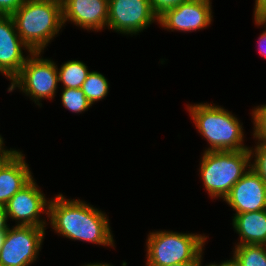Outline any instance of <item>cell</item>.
Instances as JSON below:
<instances>
[{
    "mask_svg": "<svg viewBox=\"0 0 266 266\" xmlns=\"http://www.w3.org/2000/svg\"><path fill=\"white\" fill-rule=\"evenodd\" d=\"M48 219L55 233L65 238L115 247L108 216L85 201L60 193L49 202Z\"/></svg>",
    "mask_w": 266,
    "mask_h": 266,
    "instance_id": "obj_1",
    "label": "cell"
},
{
    "mask_svg": "<svg viewBox=\"0 0 266 266\" xmlns=\"http://www.w3.org/2000/svg\"><path fill=\"white\" fill-rule=\"evenodd\" d=\"M11 17L22 41L32 52H44L62 27V1L26 0Z\"/></svg>",
    "mask_w": 266,
    "mask_h": 266,
    "instance_id": "obj_2",
    "label": "cell"
},
{
    "mask_svg": "<svg viewBox=\"0 0 266 266\" xmlns=\"http://www.w3.org/2000/svg\"><path fill=\"white\" fill-rule=\"evenodd\" d=\"M187 109L198 132L210 145L205 151L249 150L244 145L243 124L230 111L207 102L188 104Z\"/></svg>",
    "mask_w": 266,
    "mask_h": 266,
    "instance_id": "obj_3",
    "label": "cell"
},
{
    "mask_svg": "<svg viewBox=\"0 0 266 266\" xmlns=\"http://www.w3.org/2000/svg\"><path fill=\"white\" fill-rule=\"evenodd\" d=\"M199 165L208 195L224 199L251 167V153L250 150L204 151Z\"/></svg>",
    "mask_w": 266,
    "mask_h": 266,
    "instance_id": "obj_4",
    "label": "cell"
},
{
    "mask_svg": "<svg viewBox=\"0 0 266 266\" xmlns=\"http://www.w3.org/2000/svg\"><path fill=\"white\" fill-rule=\"evenodd\" d=\"M207 238L197 233L152 231L146 239V266L202 261Z\"/></svg>",
    "mask_w": 266,
    "mask_h": 266,
    "instance_id": "obj_5",
    "label": "cell"
},
{
    "mask_svg": "<svg viewBox=\"0 0 266 266\" xmlns=\"http://www.w3.org/2000/svg\"><path fill=\"white\" fill-rule=\"evenodd\" d=\"M43 52H31L27 55L20 73L11 81L8 92L17 88L36 105L42 106L41 100H50L56 96L59 83L56 63L41 56ZM40 101V102H39Z\"/></svg>",
    "mask_w": 266,
    "mask_h": 266,
    "instance_id": "obj_6",
    "label": "cell"
},
{
    "mask_svg": "<svg viewBox=\"0 0 266 266\" xmlns=\"http://www.w3.org/2000/svg\"><path fill=\"white\" fill-rule=\"evenodd\" d=\"M46 228L12 226L6 231L0 250V266H30L37 260Z\"/></svg>",
    "mask_w": 266,
    "mask_h": 266,
    "instance_id": "obj_7",
    "label": "cell"
},
{
    "mask_svg": "<svg viewBox=\"0 0 266 266\" xmlns=\"http://www.w3.org/2000/svg\"><path fill=\"white\" fill-rule=\"evenodd\" d=\"M158 23L149 0H108L107 28L124 35H136Z\"/></svg>",
    "mask_w": 266,
    "mask_h": 266,
    "instance_id": "obj_8",
    "label": "cell"
},
{
    "mask_svg": "<svg viewBox=\"0 0 266 266\" xmlns=\"http://www.w3.org/2000/svg\"><path fill=\"white\" fill-rule=\"evenodd\" d=\"M33 178L18 191L5 205L8 219L18 226H37L46 228L47 221L41 215L49 213V202Z\"/></svg>",
    "mask_w": 266,
    "mask_h": 266,
    "instance_id": "obj_9",
    "label": "cell"
},
{
    "mask_svg": "<svg viewBox=\"0 0 266 266\" xmlns=\"http://www.w3.org/2000/svg\"><path fill=\"white\" fill-rule=\"evenodd\" d=\"M212 0H188L158 17V24L172 32L206 29L212 22Z\"/></svg>",
    "mask_w": 266,
    "mask_h": 266,
    "instance_id": "obj_10",
    "label": "cell"
},
{
    "mask_svg": "<svg viewBox=\"0 0 266 266\" xmlns=\"http://www.w3.org/2000/svg\"><path fill=\"white\" fill-rule=\"evenodd\" d=\"M235 214L266 210V184L250 167L223 199Z\"/></svg>",
    "mask_w": 266,
    "mask_h": 266,
    "instance_id": "obj_11",
    "label": "cell"
},
{
    "mask_svg": "<svg viewBox=\"0 0 266 266\" xmlns=\"http://www.w3.org/2000/svg\"><path fill=\"white\" fill-rule=\"evenodd\" d=\"M23 50L32 52L17 33L11 15H0V73L10 82L25 64L27 56L24 57Z\"/></svg>",
    "mask_w": 266,
    "mask_h": 266,
    "instance_id": "obj_12",
    "label": "cell"
},
{
    "mask_svg": "<svg viewBox=\"0 0 266 266\" xmlns=\"http://www.w3.org/2000/svg\"><path fill=\"white\" fill-rule=\"evenodd\" d=\"M63 24L87 31H101L108 24V0H62Z\"/></svg>",
    "mask_w": 266,
    "mask_h": 266,
    "instance_id": "obj_13",
    "label": "cell"
},
{
    "mask_svg": "<svg viewBox=\"0 0 266 266\" xmlns=\"http://www.w3.org/2000/svg\"><path fill=\"white\" fill-rule=\"evenodd\" d=\"M24 155L18 149L0 167V205L5 206L18 191L33 179V173H31Z\"/></svg>",
    "mask_w": 266,
    "mask_h": 266,
    "instance_id": "obj_14",
    "label": "cell"
},
{
    "mask_svg": "<svg viewBox=\"0 0 266 266\" xmlns=\"http://www.w3.org/2000/svg\"><path fill=\"white\" fill-rule=\"evenodd\" d=\"M232 225L240 238L235 245H266V210L234 214Z\"/></svg>",
    "mask_w": 266,
    "mask_h": 266,
    "instance_id": "obj_15",
    "label": "cell"
},
{
    "mask_svg": "<svg viewBox=\"0 0 266 266\" xmlns=\"http://www.w3.org/2000/svg\"><path fill=\"white\" fill-rule=\"evenodd\" d=\"M59 82L63 84V88L78 89L81 88L87 78L88 67L79 60H69L62 63L60 68L57 66Z\"/></svg>",
    "mask_w": 266,
    "mask_h": 266,
    "instance_id": "obj_16",
    "label": "cell"
},
{
    "mask_svg": "<svg viewBox=\"0 0 266 266\" xmlns=\"http://www.w3.org/2000/svg\"><path fill=\"white\" fill-rule=\"evenodd\" d=\"M231 258L238 266H266V245H236Z\"/></svg>",
    "mask_w": 266,
    "mask_h": 266,
    "instance_id": "obj_17",
    "label": "cell"
},
{
    "mask_svg": "<svg viewBox=\"0 0 266 266\" xmlns=\"http://www.w3.org/2000/svg\"><path fill=\"white\" fill-rule=\"evenodd\" d=\"M109 87V82L103 74L91 71L88 73L81 89L89 103L93 105L107 96Z\"/></svg>",
    "mask_w": 266,
    "mask_h": 266,
    "instance_id": "obj_18",
    "label": "cell"
},
{
    "mask_svg": "<svg viewBox=\"0 0 266 266\" xmlns=\"http://www.w3.org/2000/svg\"><path fill=\"white\" fill-rule=\"evenodd\" d=\"M61 101L63 106L72 113L87 111L92 105L87 100L81 88H62Z\"/></svg>",
    "mask_w": 266,
    "mask_h": 266,
    "instance_id": "obj_19",
    "label": "cell"
},
{
    "mask_svg": "<svg viewBox=\"0 0 266 266\" xmlns=\"http://www.w3.org/2000/svg\"><path fill=\"white\" fill-rule=\"evenodd\" d=\"M253 137L258 142L266 143V104L254 107L252 112Z\"/></svg>",
    "mask_w": 266,
    "mask_h": 266,
    "instance_id": "obj_20",
    "label": "cell"
},
{
    "mask_svg": "<svg viewBox=\"0 0 266 266\" xmlns=\"http://www.w3.org/2000/svg\"><path fill=\"white\" fill-rule=\"evenodd\" d=\"M254 147L249 148L251 160L253 161H251V167L260 175L266 184V143L257 142Z\"/></svg>",
    "mask_w": 266,
    "mask_h": 266,
    "instance_id": "obj_21",
    "label": "cell"
},
{
    "mask_svg": "<svg viewBox=\"0 0 266 266\" xmlns=\"http://www.w3.org/2000/svg\"><path fill=\"white\" fill-rule=\"evenodd\" d=\"M154 13L159 17L166 10L179 6L188 0H149Z\"/></svg>",
    "mask_w": 266,
    "mask_h": 266,
    "instance_id": "obj_22",
    "label": "cell"
},
{
    "mask_svg": "<svg viewBox=\"0 0 266 266\" xmlns=\"http://www.w3.org/2000/svg\"><path fill=\"white\" fill-rule=\"evenodd\" d=\"M26 0H0V15H12Z\"/></svg>",
    "mask_w": 266,
    "mask_h": 266,
    "instance_id": "obj_23",
    "label": "cell"
},
{
    "mask_svg": "<svg viewBox=\"0 0 266 266\" xmlns=\"http://www.w3.org/2000/svg\"><path fill=\"white\" fill-rule=\"evenodd\" d=\"M256 26H263L265 28V31L260 35L258 40V46H259V54L264 56L266 58V23H264L261 19H254Z\"/></svg>",
    "mask_w": 266,
    "mask_h": 266,
    "instance_id": "obj_24",
    "label": "cell"
},
{
    "mask_svg": "<svg viewBox=\"0 0 266 266\" xmlns=\"http://www.w3.org/2000/svg\"><path fill=\"white\" fill-rule=\"evenodd\" d=\"M266 14V0H255L254 19H260Z\"/></svg>",
    "mask_w": 266,
    "mask_h": 266,
    "instance_id": "obj_25",
    "label": "cell"
},
{
    "mask_svg": "<svg viewBox=\"0 0 266 266\" xmlns=\"http://www.w3.org/2000/svg\"><path fill=\"white\" fill-rule=\"evenodd\" d=\"M8 217L6 213L5 206L0 205V233H6L9 228Z\"/></svg>",
    "mask_w": 266,
    "mask_h": 266,
    "instance_id": "obj_26",
    "label": "cell"
},
{
    "mask_svg": "<svg viewBox=\"0 0 266 266\" xmlns=\"http://www.w3.org/2000/svg\"><path fill=\"white\" fill-rule=\"evenodd\" d=\"M17 151V149H8L6 152L0 153V167Z\"/></svg>",
    "mask_w": 266,
    "mask_h": 266,
    "instance_id": "obj_27",
    "label": "cell"
},
{
    "mask_svg": "<svg viewBox=\"0 0 266 266\" xmlns=\"http://www.w3.org/2000/svg\"><path fill=\"white\" fill-rule=\"evenodd\" d=\"M202 261H192V262H184V263H176L168 266H198Z\"/></svg>",
    "mask_w": 266,
    "mask_h": 266,
    "instance_id": "obj_28",
    "label": "cell"
},
{
    "mask_svg": "<svg viewBox=\"0 0 266 266\" xmlns=\"http://www.w3.org/2000/svg\"><path fill=\"white\" fill-rule=\"evenodd\" d=\"M217 266H238L233 259H227L226 261L217 263Z\"/></svg>",
    "mask_w": 266,
    "mask_h": 266,
    "instance_id": "obj_29",
    "label": "cell"
},
{
    "mask_svg": "<svg viewBox=\"0 0 266 266\" xmlns=\"http://www.w3.org/2000/svg\"><path fill=\"white\" fill-rule=\"evenodd\" d=\"M83 266H113V265H110L108 263H103V262L102 263H97V262L96 263L95 262L94 263H91L90 262V263L85 264Z\"/></svg>",
    "mask_w": 266,
    "mask_h": 266,
    "instance_id": "obj_30",
    "label": "cell"
},
{
    "mask_svg": "<svg viewBox=\"0 0 266 266\" xmlns=\"http://www.w3.org/2000/svg\"><path fill=\"white\" fill-rule=\"evenodd\" d=\"M4 140H3V137H1L0 135V153L1 152H6L8 149L4 148Z\"/></svg>",
    "mask_w": 266,
    "mask_h": 266,
    "instance_id": "obj_31",
    "label": "cell"
},
{
    "mask_svg": "<svg viewBox=\"0 0 266 266\" xmlns=\"http://www.w3.org/2000/svg\"><path fill=\"white\" fill-rule=\"evenodd\" d=\"M5 235H6V233H0V250L2 249Z\"/></svg>",
    "mask_w": 266,
    "mask_h": 266,
    "instance_id": "obj_32",
    "label": "cell"
},
{
    "mask_svg": "<svg viewBox=\"0 0 266 266\" xmlns=\"http://www.w3.org/2000/svg\"><path fill=\"white\" fill-rule=\"evenodd\" d=\"M202 262L198 265V266H202ZM205 266H217V264L214 262V263H210L209 265H205Z\"/></svg>",
    "mask_w": 266,
    "mask_h": 266,
    "instance_id": "obj_33",
    "label": "cell"
},
{
    "mask_svg": "<svg viewBox=\"0 0 266 266\" xmlns=\"http://www.w3.org/2000/svg\"><path fill=\"white\" fill-rule=\"evenodd\" d=\"M264 23H266V14L260 18Z\"/></svg>",
    "mask_w": 266,
    "mask_h": 266,
    "instance_id": "obj_34",
    "label": "cell"
}]
</instances>
